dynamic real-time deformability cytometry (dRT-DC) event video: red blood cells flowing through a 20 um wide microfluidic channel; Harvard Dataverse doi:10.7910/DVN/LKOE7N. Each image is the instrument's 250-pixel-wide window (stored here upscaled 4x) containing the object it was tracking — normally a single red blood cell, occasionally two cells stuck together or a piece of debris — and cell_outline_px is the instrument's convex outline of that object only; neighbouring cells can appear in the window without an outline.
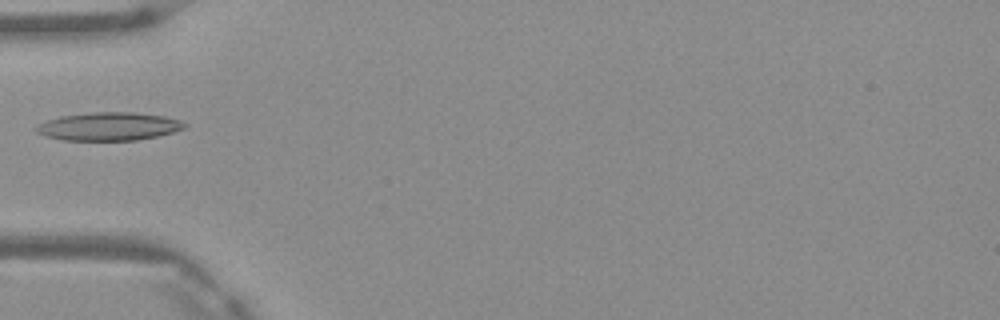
{"species": "Egyptian fruit bat (a non-hibernating species)", "species_latin": "Rousettus aegyptiacus", "temperature_condition": "warm", "stored_images_in_passage": 4, "camera_frame_rate_fps": 3000, "um_per_image_px": 0.085, "frame": {"image": 1, "passage_image": 4, "time_ms": 1.0, "image_size_px": [1000, 320], "cell_outline_px": [[188, 124], [184, 128], [172, 132], [156, 136], [136, 140], [64, 140], [44, 136], [36, 132], [36, 124], [60, 116], [92, 112], [132, 112], [164, 116]], "centroid_in_image_um": [9.2, 10.74], "position_along_channel_um": 75.8, "area_um2": 24.16}}